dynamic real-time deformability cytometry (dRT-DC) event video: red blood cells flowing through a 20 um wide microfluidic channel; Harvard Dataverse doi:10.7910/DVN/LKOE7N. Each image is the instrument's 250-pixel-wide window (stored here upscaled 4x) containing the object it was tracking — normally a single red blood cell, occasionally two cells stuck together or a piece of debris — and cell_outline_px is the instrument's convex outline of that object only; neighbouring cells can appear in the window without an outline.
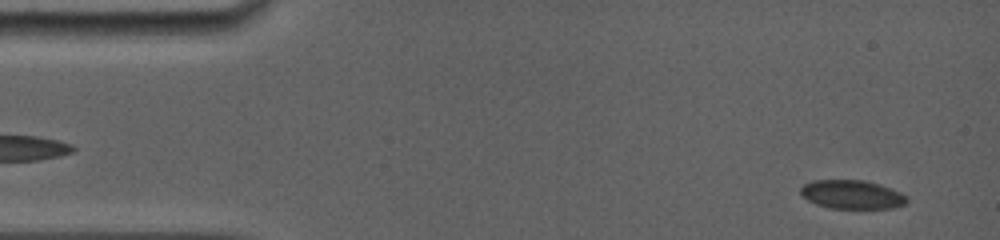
{"species": "common noctule bat (a hibernating species)", "species_latin": "Nyctalus noctula", "temperature_condition": "room temperature", "stored_images_in_passage": 32, "camera_frame_rate_fps": 5000, "um_per_image_px": 0.085, "animal": {"sex": "female", "body_mass_g": 19.0, "forearm_length_mm": 56.7}, "frame": {"image": 1, "passage_image": 3, "time_ms": 0.8, "image_size_px": [1000, 240], "cell_outline_px": [[908, 200], [904, 204], [892, 208], [828, 208], [816, 204], [808, 200], [800, 192], [800, 188], [804, 184], [812, 180], [864, 180], [880, 184], [892, 188], [908, 196]], "centroid_in_image_um": [72.43, 16.52], "position_along_channel_um": 12.6, "area_um2": 17.86}}
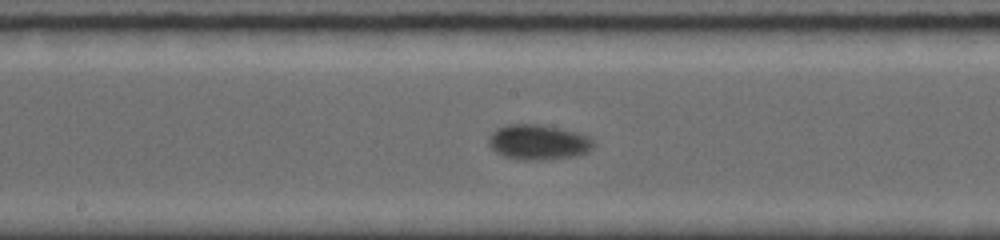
{"frame": {"image": 2, "passage_image": 16, "time_ms": 8.6, "image_size_px": [1000, 240], "cell_outline_px": [[592, 148], [588, 152], [576, 156], [552, 160], [520, 160], [504, 156], [496, 152], [488, 144], [488, 140], [492, 132], [496, 128], [504, 124], [540, 124], [560, 128], [576, 132], [588, 136], [592, 140]], "centroid_in_image_um": [45.73, 12.09], "position_along_channel_um": 202.5, "area_um2": 21.73}}
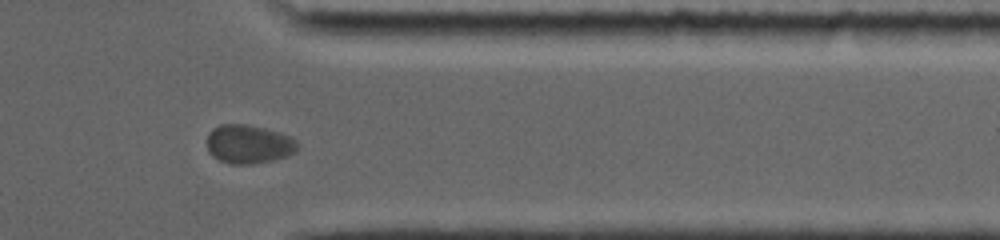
{"frame": {"image": 3, "passage_image": 27, "time_ms": 13.6, "image_size_px": [1000, 240], "cell_outline_px": [[300, 144], [288, 156], [272, 160], [252, 164], [228, 164], [212, 156], [208, 152], [208, 132], [212, 128], [220, 124], [244, 124], [264, 128], [280, 132], [296, 140]], "centroid_in_image_um": [21.11, 12.25], "position_along_channel_um": 390.3, "area_um2": 20.46}, "authors_computed_cell_mechanics": {"area_um2": 19.6809, "velocity_mm_per_s": 3.7455, "shape_relaxation_time_tau1_ms": 0.9847, "shape_relaxation_time_tau2_ms": null, "deformation_change_tau1": 0.0548, "deformation_change_tau2": null}}